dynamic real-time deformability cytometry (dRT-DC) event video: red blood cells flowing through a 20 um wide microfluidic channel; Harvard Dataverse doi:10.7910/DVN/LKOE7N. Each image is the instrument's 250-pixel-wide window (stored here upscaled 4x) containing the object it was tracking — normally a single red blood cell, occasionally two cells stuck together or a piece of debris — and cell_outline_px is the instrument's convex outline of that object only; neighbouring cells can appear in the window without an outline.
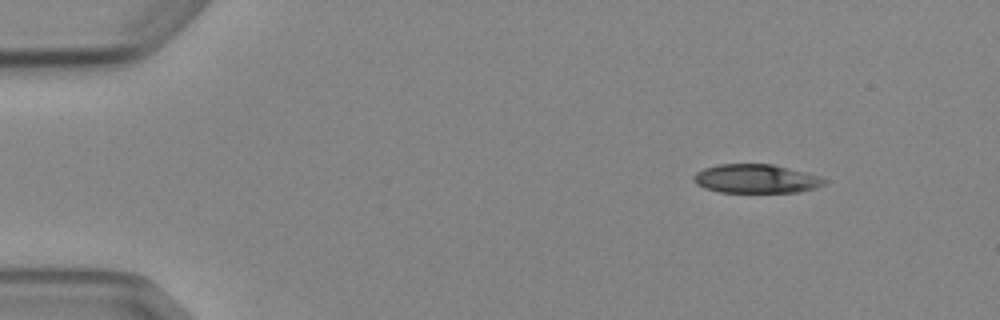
{"species": "Egyptian fruit bat (a non-hibernating species)", "species_latin": "Rousettus aegyptiacus", "temperature_condition": "cold", "stored_images_in_passage": 6, "camera_frame_rate_fps": 3000, "um_per_image_px": 0.085, "animal": {"sex": "female"}, "frame": {"image": 1, "passage_image": 1, "time_ms": 0.0, "image_size_px": [1000, 320], "cell_outline_px": [[828, 180], [824, 184], [816, 188], [796, 192], [720, 192], [704, 188], [696, 184], [692, 180], [692, 176], [696, 172], [704, 168], [720, 164], [772, 164], [820, 176]], "centroid_in_image_um": [64.24, 15.19], "position_along_channel_um": 20.8, "area_um2": 21.96}}
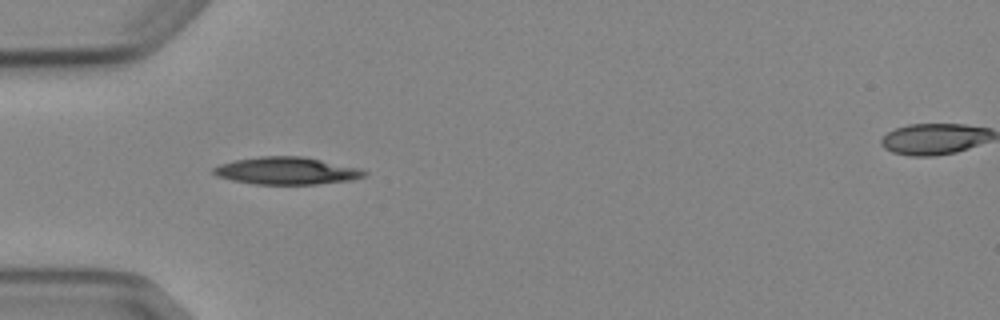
{"frame": {"image": 2, "passage_image": 4, "time_ms": 3.333, "image_size_px": [1000, 320], "cell_outline_px": [[368, 172], [364, 176], [352, 180], [316, 184], [256, 184], [232, 180], [216, 176], [212, 172], [212, 168], [220, 164], [236, 160], [260, 156], [304, 156], [360, 168]], "centroid_in_image_um": [24.37, 14.51], "position_along_channel_um": 60.6, "area_um2": 24.04}}
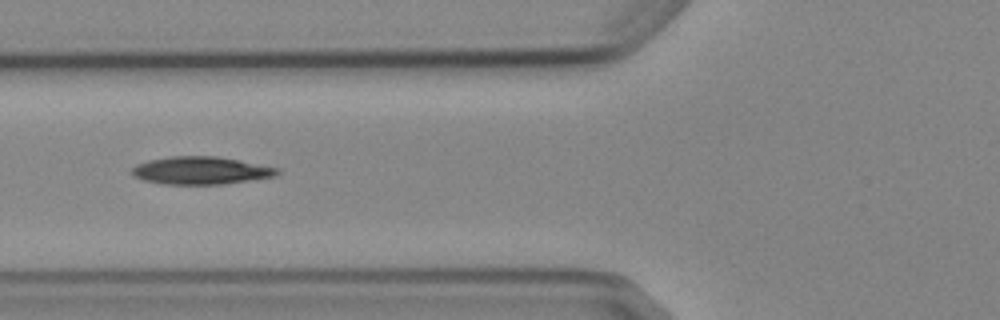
{"frame": {"image": 3, "passage_image": 5, "time_ms": 4.667, "image_size_px": [1000, 320], "cell_outline_px": [[280, 172], [276, 176], [224, 184], [164, 184], [144, 180], [132, 176], [132, 168], [136, 164], [148, 160], [172, 156], [216, 156], [240, 160], [280, 168]], "centroid_in_image_um": [17.08, 14.49], "position_along_channel_um": 108.7, "area_um2": 23.52}}